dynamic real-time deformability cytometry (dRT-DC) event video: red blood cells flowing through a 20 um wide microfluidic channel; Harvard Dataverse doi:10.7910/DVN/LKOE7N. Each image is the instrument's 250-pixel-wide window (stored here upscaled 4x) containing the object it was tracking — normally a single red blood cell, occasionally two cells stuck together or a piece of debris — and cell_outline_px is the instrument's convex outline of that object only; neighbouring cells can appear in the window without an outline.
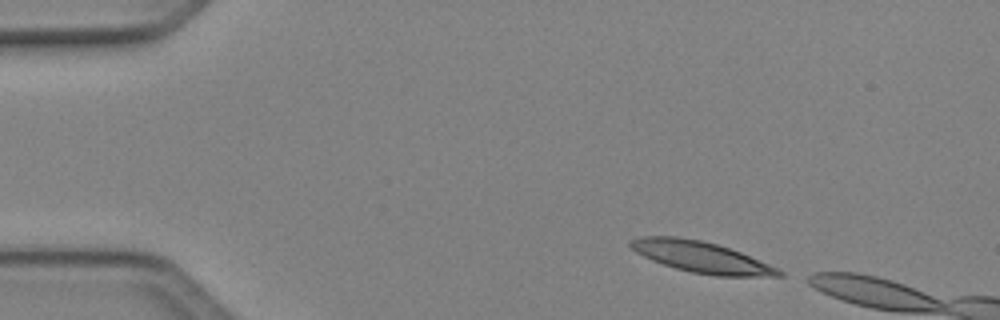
{"species": "Egyptian fruit bat (a non-hibernating species)", "species_latin": "Rousettus aegyptiacus", "temperature_condition": "cold", "stored_images_in_passage": 6, "camera_frame_rate_fps": 3000, "um_per_image_px": 0.085, "animal": {"sex": "female"}, "frame": {"image": 1, "passage_image": 1, "time_ms": 0.0, "image_size_px": [1000, 320], "cell_outline_px": [[784, 276], [716, 276], [692, 272], [676, 268], [652, 260], [636, 252], [628, 244], [628, 240], [640, 236], [676, 236], [700, 240], [716, 244], [740, 252], [768, 264], [784, 272]], "centroid_in_image_um": [59.56, 21.84], "position_along_channel_um": 25.4, "area_um2": 26.59}}